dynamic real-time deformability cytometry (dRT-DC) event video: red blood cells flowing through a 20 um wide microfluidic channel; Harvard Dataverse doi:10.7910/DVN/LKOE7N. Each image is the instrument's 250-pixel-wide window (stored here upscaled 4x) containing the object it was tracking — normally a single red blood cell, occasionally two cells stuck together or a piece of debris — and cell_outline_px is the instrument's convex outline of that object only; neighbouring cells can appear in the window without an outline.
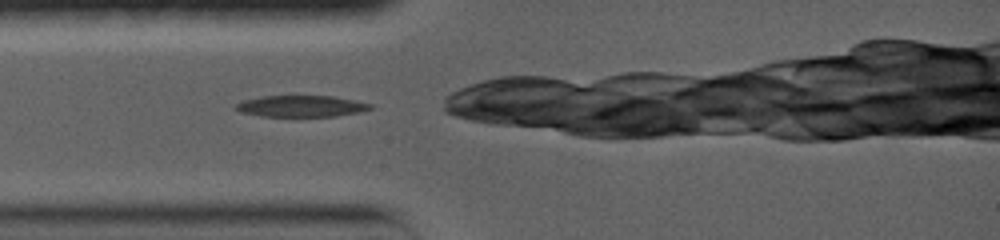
{"species": "common noctule bat (a hibernating species)", "species_latin": "Nyctalus noctula", "temperature_condition": "warm", "stored_images_in_passage": 19, "camera_frame_rate_fps": 5000, "um_per_image_px": 0.085, "animal": {"sex": "female", "body_mass_g": 19.0, "forearm_length_mm": 56.7}, "frame": {"image": 1, "passage_image": 1, "time_ms": 0.0, "image_size_px": [1000, 240], "cell_outline_px": [[372, 108], [360, 112], [336, 116], [292, 120], [260, 116], [240, 112], [232, 108], [236, 104], [244, 100], [260, 96], [332, 96], [372, 104]], "centroid_in_image_um": [25.52, 9.08], "position_along_channel_um": 59.5, "area_um2": 17.8}}
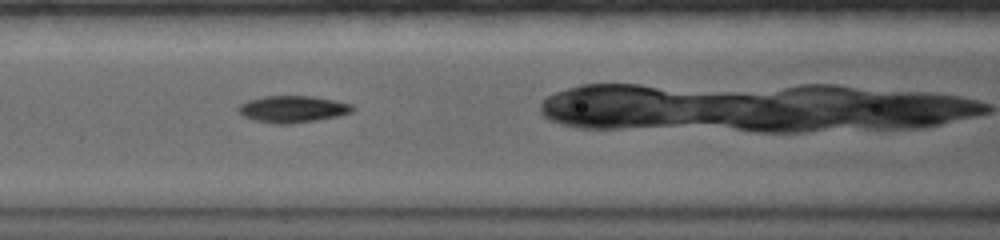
{"frame": {"image": 2, "passage_image": 4, "time_ms": 2.2, "image_size_px": [1000, 240], "cell_outline_px": [[356, 108], [352, 112], [340, 116], [292, 124], [276, 124], [256, 120], [244, 116], [236, 108], [240, 104], [248, 100], [264, 96], [312, 96], [336, 100], [352, 104]], "centroid_in_image_um": [24.92, 9.27], "position_along_channel_um": 141.7, "area_um2": 17.92}}
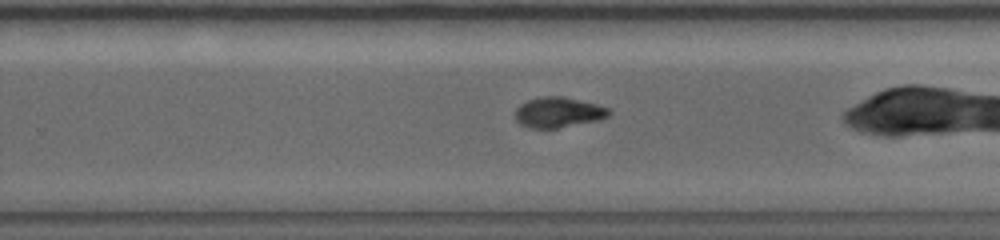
{"frame": {"image": 3, "passage_image": 9, "time_ms": 6.0, "image_size_px": [1000, 240], "cell_outline_px": [[612, 112], [608, 116], [596, 120], [556, 128], [528, 128], [520, 124], [516, 120], [516, 108], [520, 104], [528, 100], [544, 96], [564, 96], [596, 104], [608, 108]], "centroid_in_image_um": [47.43, 9.54], "position_along_channel_um": 282.4, "area_um2": 16.42}}